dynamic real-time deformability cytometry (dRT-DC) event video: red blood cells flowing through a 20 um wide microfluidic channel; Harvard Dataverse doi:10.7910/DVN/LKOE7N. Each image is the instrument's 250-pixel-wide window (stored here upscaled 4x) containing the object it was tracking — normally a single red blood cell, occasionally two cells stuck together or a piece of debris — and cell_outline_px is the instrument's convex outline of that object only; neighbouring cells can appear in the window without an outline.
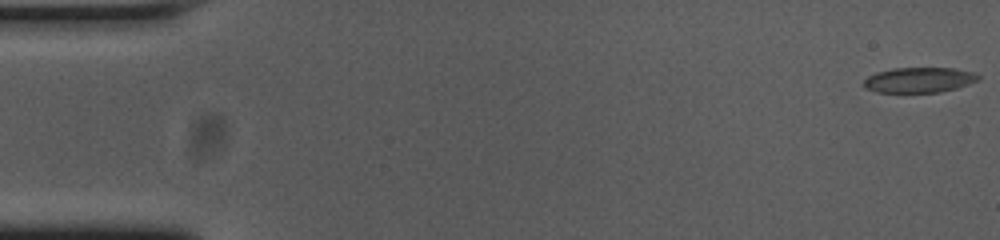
{"species": "common noctule bat (a hibernating species)", "species_latin": "Nyctalus noctula", "temperature_condition": "cold", "stored_images_in_passage": 54, "camera_frame_rate_fps": 3000, "um_per_image_px": 0.085, "animal": {"sex": "female", "body_mass_g": 23.0, "forearm_length_mm": 53.4}, "frame": {"image": 1, "passage_image": 1, "time_ms": 0.0, "image_size_px": [1000, 240], "cell_outline_px": [[980, 80], [956, 88], [940, 92], [876, 92], [864, 88], [864, 80], [868, 76], [876, 72], [892, 68], [956, 68], [972, 72], [980, 76]], "centroid_in_image_um": [78.12, 6.79], "position_along_channel_um": 6.9, "area_um2": 16.88}}
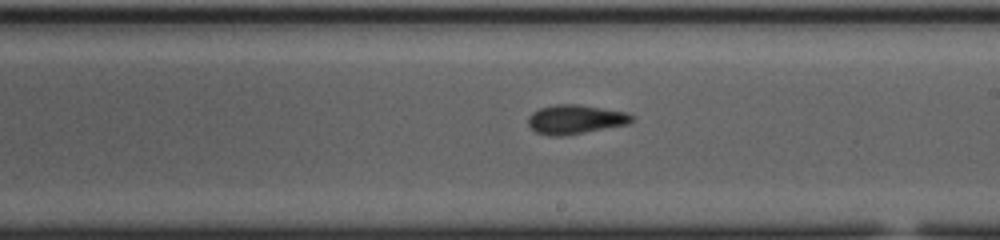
{"frame": {"image": 2, "passage_image": 31, "time_ms": 10.0, "image_size_px": [1000, 240], "cell_outline_px": [[636, 120], [628, 124], [584, 132], [560, 136], [556, 136], [536, 132], [528, 124], [528, 116], [532, 112], [540, 108], [556, 104], [580, 104], [628, 112], [636, 116]], "centroid_in_image_um": [48.96, 10.12], "position_along_channel_um": 240.0, "area_um2": 17.69}}
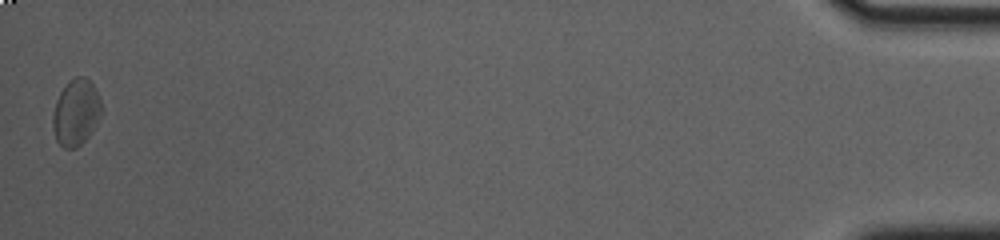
{"frame": {"image": 3, "passage_image": 54, "time_ms": 17.667, "image_size_px": [1000, 240], "cell_outline_px": [[100, 116], [96, 124], [88, 136], [76, 148], [64, 148], [56, 140], [52, 124], [52, 116], [56, 100], [60, 92], [68, 80], [76, 76], [84, 76], [96, 88], [100, 100]], "centroid_in_image_um": [6.43, 9.53], "position_along_channel_um": 428.8, "area_um2": 18.67}, "authors_computed_cell_mechanics": {"area_um2": 17.34, "velocity_mm_per_s": 3.745, "shape_relaxation_time_tau1_ms": 10.6655, "shape_relaxation_time_tau2_ms": 2.9316, "deformation_change_tau1": 0.225, "deformation_change_tau2": 0.071}}